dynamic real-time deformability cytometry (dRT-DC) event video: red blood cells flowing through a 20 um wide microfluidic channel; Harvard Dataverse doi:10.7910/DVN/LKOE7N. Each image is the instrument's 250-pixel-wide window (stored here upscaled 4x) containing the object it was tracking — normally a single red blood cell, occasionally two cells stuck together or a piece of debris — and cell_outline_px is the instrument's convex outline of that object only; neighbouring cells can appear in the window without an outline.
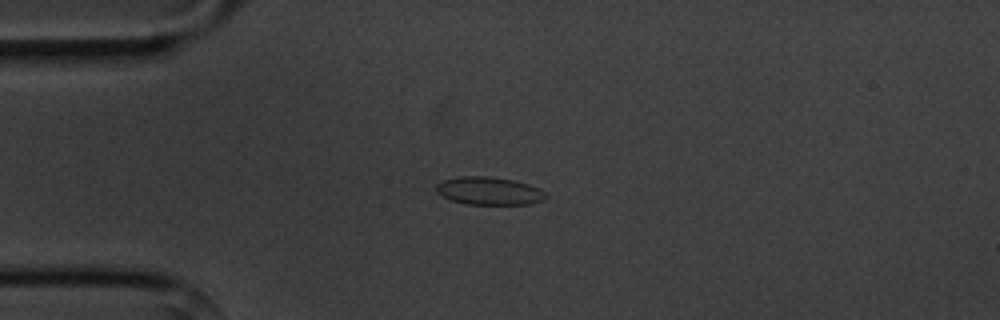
{"species": "common noctule bat (a hibernating species)", "species_latin": "Nyctalus noctula", "temperature_condition": "cold", "stored_images_in_passage": 9, "camera_frame_rate_fps": 3000, "um_per_image_px": 0.085, "animal": {"sex": "male", "body_mass_g": 20.1, "forearm_length_mm": 53.5}, "frame": {"image": 1, "passage_image": 3, "time_ms": 2.333, "image_size_px": [1000, 320], "cell_outline_px": [[548, 196], [544, 200], [528, 204], [468, 204], [452, 200], [436, 192], [436, 184], [444, 180], [464, 176], [488, 176], [512, 180], [528, 184], [540, 188]], "centroid_in_image_um": [41.6, 16.23], "position_along_channel_um": 43.4, "area_um2": 17.63}}
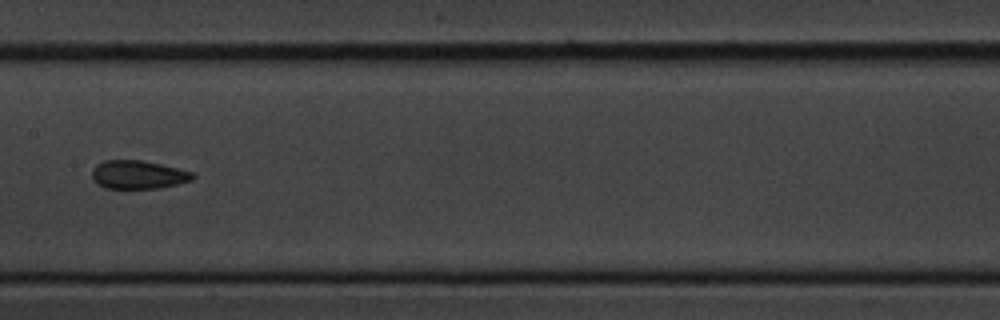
{"frame": {"image": 2, "passage_image": 7, "time_ms": 7.0, "image_size_px": [1000, 320], "cell_outline_px": [[196, 176], [192, 180], [160, 188], [104, 188], [92, 180], [92, 168], [96, 164], [104, 160], [140, 160], [160, 164], [192, 172]], "centroid_in_image_um": [11.7, 14.84], "position_along_channel_um": 195.7, "area_um2": 16.65}}
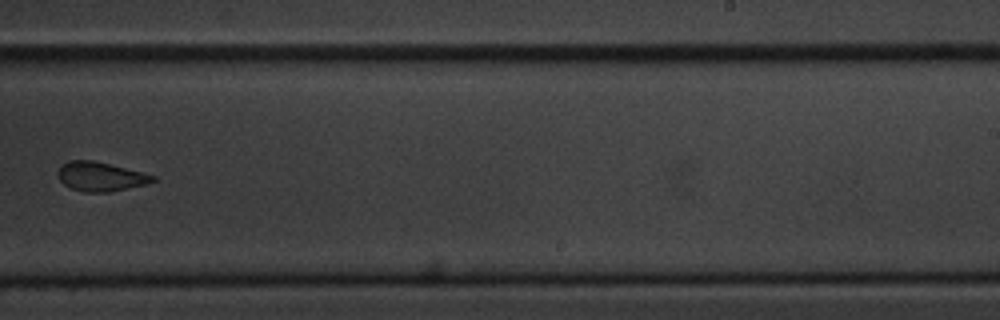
{"frame": {"image": 3, "passage_image": 9, "time_ms": 9.333, "image_size_px": [1000, 320], "cell_outline_px": [[156, 180], [144, 184], [108, 192], [84, 192], [72, 188], [64, 184], [60, 180], [60, 164], [68, 160], [92, 160], [156, 176]], "centroid_in_image_um": [8.52, 15.0], "position_along_channel_um": 280.5, "area_um2": 15.66}}